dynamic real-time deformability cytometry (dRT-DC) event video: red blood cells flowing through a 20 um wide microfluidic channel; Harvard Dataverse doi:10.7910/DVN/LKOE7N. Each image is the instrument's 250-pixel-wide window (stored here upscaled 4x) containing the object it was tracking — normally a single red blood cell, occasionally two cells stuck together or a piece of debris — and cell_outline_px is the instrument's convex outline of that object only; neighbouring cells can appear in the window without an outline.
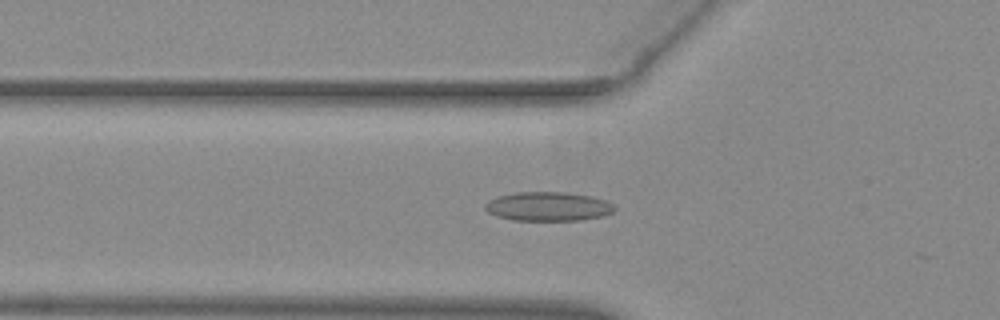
{"species": "common noctule bat (a hibernating species)", "species_latin": "Nyctalus noctula", "temperature_condition": "warm", "stored_images_in_passage": 15, "camera_frame_rate_fps": 3000, "um_per_image_px": 0.085, "animal": {"sex": "female", "body_mass_g": 29.2, "forearm_length_mm": 56.3}, "frame": {"image": 1, "passage_image": 4, "time_ms": 1.0, "image_size_px": [1000, 320], "cell_outline_px": [[616, 212], [600, 216], [580, 220], [512, 220], [496, 216], [488, 212], [484, 208], [484, 204], [488, 200], [496, 196], [516, 192], [568, 192], [592, 196], [616, 204]], "centroid_in_image_um": [46.6, 17.54], "position_along_channel_um": 79.2, "area_um2": 22.2}}
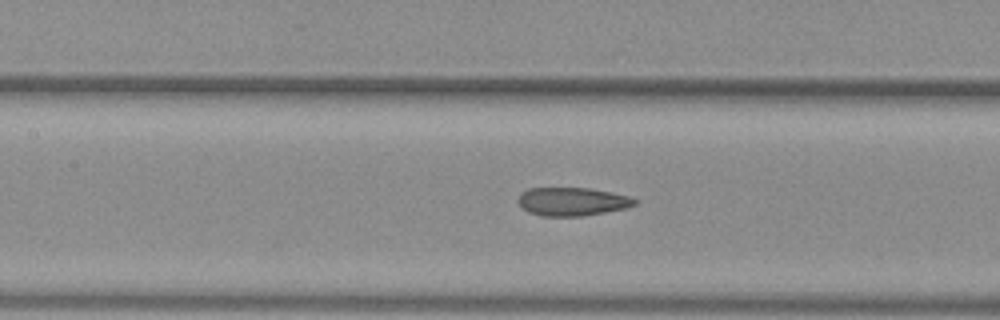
{"frame": {"image": 2, "passage_image": 10, "time_ms": 3.0, "image_size_px": [1000, 320], "cell_outline_px": [[636, 204], [628, 208], [584, 216], [540, 216], [528, 212], [516, 200], [520, 192], [528, 188], [588, 188], [612, 192], [628, 196], [636, 200]], "centroid_in_image_um": [48.62, 17.13], "position_along_channel_um": 158.8, "area_um2": 19.42}}
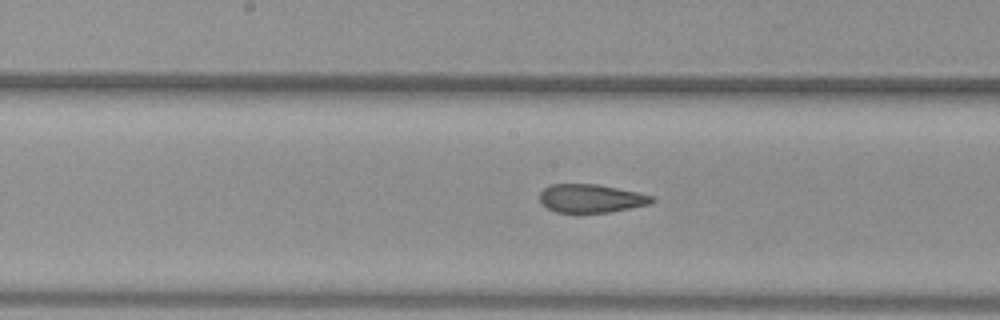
{"frame": {"image": 3, "passage_image": 13, "time_ms": 4.0, "image_size_px": [1000, 320], "cell_outline_px": [[656, 200], [648, 204], [608, 212], [556, 212], [540, 204], [540, 192], [548, 184], [596, 184], [636, 192], [652, 196]], "centroid_in_image_um": [50.17, 16.85], "position_along_channel_um": 198.0, "area_um2": 18.32}}